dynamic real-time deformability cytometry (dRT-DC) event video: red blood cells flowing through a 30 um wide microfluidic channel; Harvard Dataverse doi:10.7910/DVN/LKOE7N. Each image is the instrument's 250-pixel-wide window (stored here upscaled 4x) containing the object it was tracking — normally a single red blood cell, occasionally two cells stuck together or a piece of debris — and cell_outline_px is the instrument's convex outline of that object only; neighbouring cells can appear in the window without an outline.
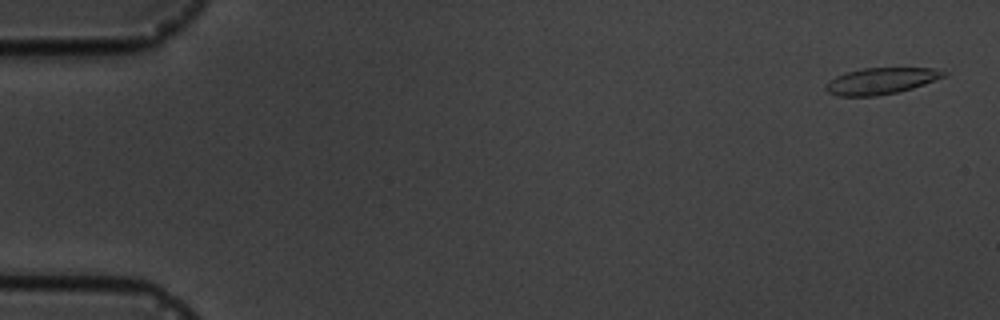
{"species": "common noctule bat (a hibernating species)", "species_latin": "Nyctalus noctula", "temperature_condition": "cold", "stored_images_in_passage": 5, "camera_frame_rate_fps": 3000, "um_per_image_px": 0.085, "animal": {"sex": "male", "body_mass_g": 19.5, "forearm_length_mm": 54.6}, "frame": {"image": 1, "passage_image": 1, "time_ms": 0.0, "image_size_px": [1000, 320], "cell_outline_px": [[948, 72], [944, 76], [924, 84], [912, 88], [896, 92], [876, 96], [836, 96], [828, 92], [824, 88], [836, 76], [844, 72], [864, 68], [932, 68]], "centroid_in_image_um": [74.86, 6.88], "position_along_channel_um": 10.1, "area_um2": 17.92}}
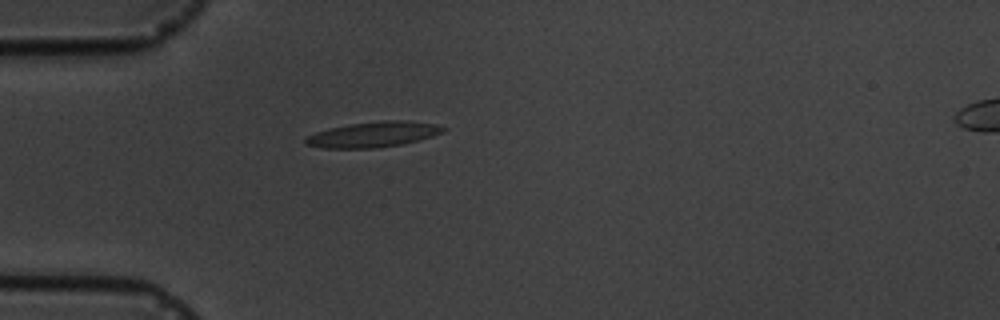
{"frame": {"image": 2, "passage_image": 5, "time_ms": 4.667, "image_size_px": [1000, 320], "cell_outline_px": [[448, 128], [444, 132], [432, 136], [400, 144], [376, 148], [324, 148], [304, 144], [304, 140], [308, 136], [316, 132], [328, 128], [352, 124], [384, 120], [408, 120], [436, 124]], "centroid_in_image_um": [31.74, 11.42], "position_along_channel_um": 53.3, "area_um2": 20.29}}